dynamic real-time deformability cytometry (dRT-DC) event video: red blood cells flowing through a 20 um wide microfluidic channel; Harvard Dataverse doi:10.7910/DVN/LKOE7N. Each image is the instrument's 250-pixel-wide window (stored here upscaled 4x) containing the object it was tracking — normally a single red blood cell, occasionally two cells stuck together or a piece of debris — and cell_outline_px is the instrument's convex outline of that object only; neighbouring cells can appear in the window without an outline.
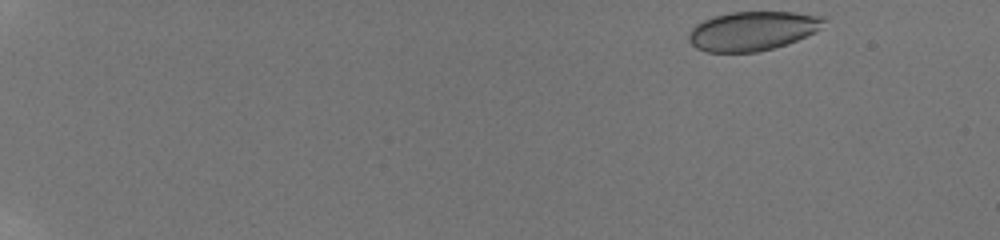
{"species": "human", "species_latin": "Homo sapiens", "temperature_condition": "room temperature", "stored_images_in_passage": 40, "camera_frame_rate_fps": 3000, "um_per_image_px": 0.085, "donor": {"sex": "male"}, "frame": {"image": 1, "passage_image": 1, "time_ms": 0.0, "image_size_px": [1000, 240], "cell_outline_px": [[824, 20], [820, 28], [816, 32], [796, 40], [772, 48], [756, 52], [704, 52], [696, 48], [688, 40], [688, 32], [696, 24], [704, 20], [716, 16], [732, 12], [792, 12], [824, 16]], "centroid_in_image_um": [63.93, 2.63], "position_along_channel_um": 21.1, "area_um2": 30.63}}
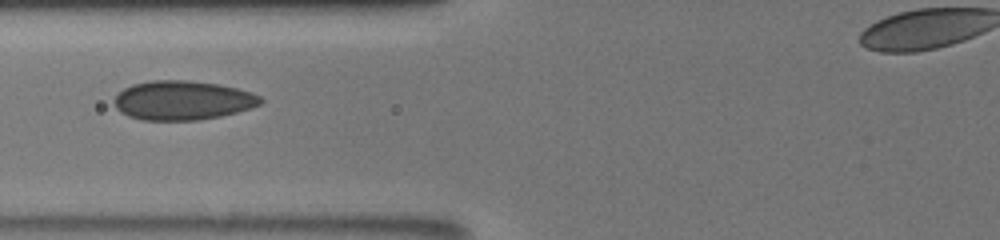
{"frame": {"image": 2, "passage_image": 18, "time_ms": 6.667, "image_size_px": [1000, 240], "cell_outline_px": [[264, 100], [260, 104], [236, 112], [220, 116], [196, 120], [140, 120], [128, 116], [120, 112], [116, 108], [116, 96], [124, 88], [132, 84], [152, 80], [188, 80], [220, 84], [252, 92], [260, 96]], "centroid_in_image_um": [15.52, 8.52], "position_along_channel_um": 110.3, "area_um2": 33.35}}
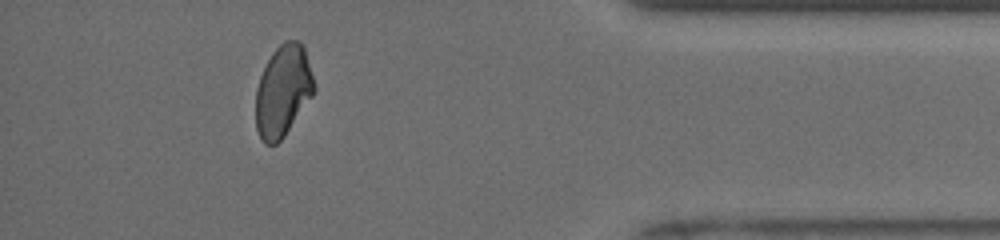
{"frame": {"image": 3, "passage_image": 37, "time_ms": 15.0, "image_size_px": [1000, 240], "cell_outline_px": [[316, 88], [312, 96], [284, 136], [276, 144], [264, 144], [256, 128], [256, 88], [260, 76], [272, 52], [284, 40], [300, 40], [304, 44]], "centroid_in_image_um": [24.06, 7.69], "position_along_channel_um": 411.1, "area_um2": 31.1}}